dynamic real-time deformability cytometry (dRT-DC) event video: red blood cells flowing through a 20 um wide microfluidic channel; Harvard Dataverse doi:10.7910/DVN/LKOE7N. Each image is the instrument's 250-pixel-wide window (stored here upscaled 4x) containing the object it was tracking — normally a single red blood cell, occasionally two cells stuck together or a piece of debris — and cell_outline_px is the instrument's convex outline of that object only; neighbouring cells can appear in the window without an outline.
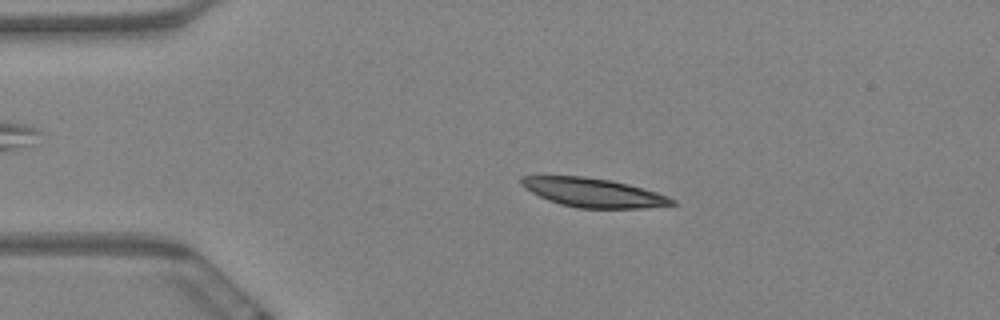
{"species": "Egyptian fruit bat (a non-hibernating species)", "species_latin": "Rousettus aegyptiacus", "temperature_condition": "warm", "stored_images_in_passage": 6, "camera_frame_rate_fps": 3000, "um_per_image_px": 0.085, "animal": {"sex": "female"}, "frame": {"image": 1, "passage_image": 4, "time_ms": 1.0, "image_size_px": [1000, 320], "cell_outline_px": [[676, 204], [644, 208], [576, 208], [560, 204], [548, 200], [524, 188], [520, 184], [520, 176], [584, 176], [612, 180], [628, 184], [656, 192], [668, 196], [676, 200]], "centroid_in_image_um": [50.43, 16.37], "position_along_channel_um": 34.6, "area_um2": 25.43}}
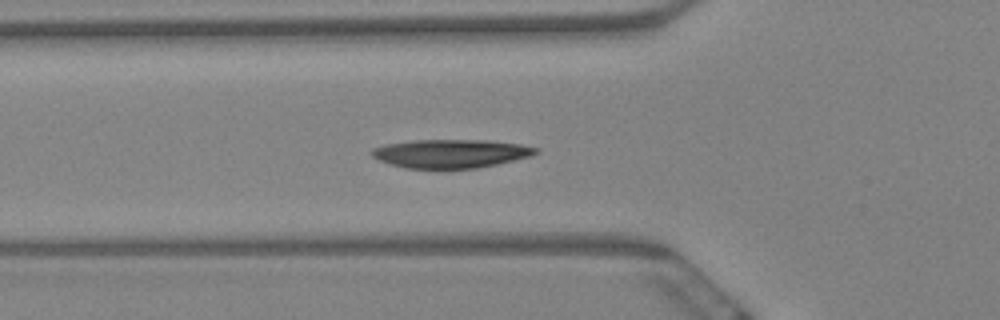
{"frame": {"image": 2, "passage_image": 6, "time_ms": 1.667, "image_size_px": [1000, 320], "cell_outline_px": [[540, 152], [532, 156], [496, 164], [476, 168], [404, 168], [388, 164], [372, 156], [368, 152], [372, 148], [384, 144], [416, 140], [488, 140], [520, 144], [540, 148]], "centroid_in_image_um": [38.31, 13.04], "position_along_channel_um": 87.5, "area_um2": 27.46}}